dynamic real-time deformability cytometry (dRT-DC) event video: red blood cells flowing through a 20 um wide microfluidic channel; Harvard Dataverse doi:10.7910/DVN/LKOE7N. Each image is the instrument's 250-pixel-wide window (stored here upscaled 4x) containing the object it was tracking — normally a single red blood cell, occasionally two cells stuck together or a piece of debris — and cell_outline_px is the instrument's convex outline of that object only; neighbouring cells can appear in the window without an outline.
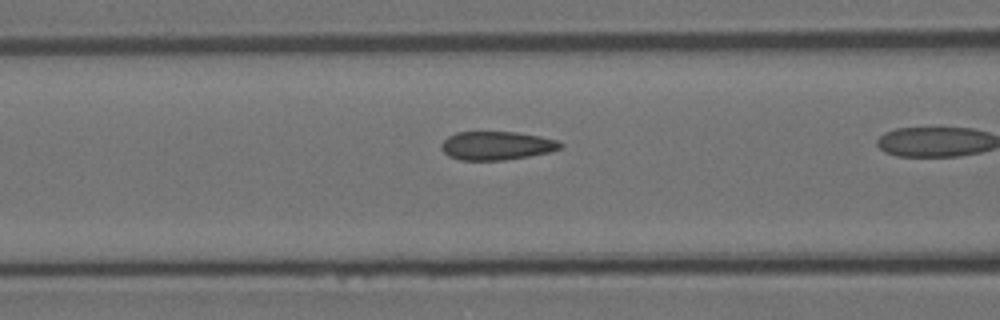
{"species": "Egyptian fruit bat (a non-hibernating species)", "species_latin": "Rousettus aegyptiacus", "temperature_condition": "room temperature", "stored_images_in_passage": 41, "camera_frame_rate_fps": 3000, "um_per_image_px": 0.085, "animal": {"sex": "female"}, "frame": {"image": 1, "passage_image": 20, "time_ms": 6.333, "image_size_px": [1000, 320], "cell_outline_px": [[564, 144], [560, 148], [548, 152], [528, 156], [504, 160], [460, 160], [448, 156], [440, 148], [440, 144], [448, 136], [456, 132], [516, 132], [540, 136], [556, 140]], "centroid_in_image_um": [42.17, 12.38], "position_along_channel_um": 124.4, "area_um2": 19.77}}
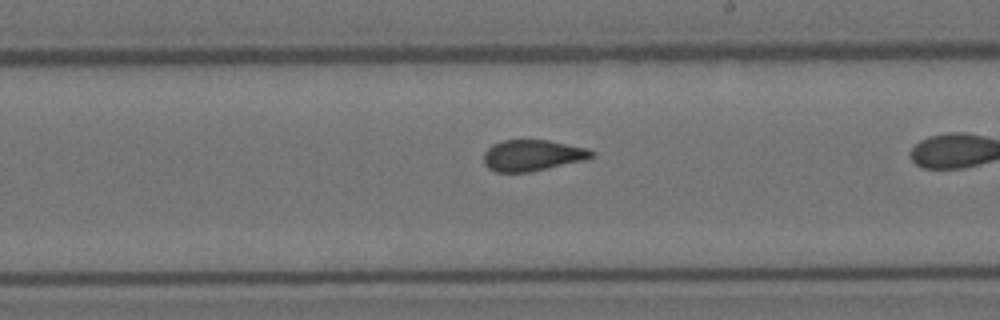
{"frame": {"image": 2, "passage_image": 30, "time_ms": 9.667, "image_size_px": [1000, 320], "cell_outline_px": [[596, 156], [584, 160], [528, 172], [496, 172], [488, 168], [484, 164], [484, 152], [492, 144], [504, 140], [548, 140], [588, 148], [596, 152]], "centroid_in_image_um": [45.27, 13.2], "position_along_channel_um": 243.7, "area_um2": 19.59}}
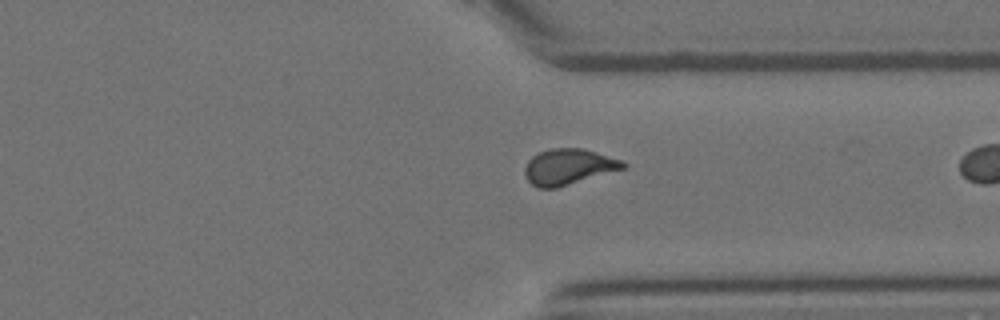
{"frame": {"image": 3, "passage_image": 40, "time_ms": 13.0, "image_size_px": [1000, 320], "cell_outline_px": [[628, 164], [624, 168], [556, 188], [540, 188], [532, 184], [528, 180], [524, 172], [524, 168], [528, 160], [536, 152], [552, 148], [580, 148], [596, 152], [624, 160]], "centroid_in_image_um": [48.31, 14.16], "position_along_channel_um": 363.1, "area_um2": 20.46}}